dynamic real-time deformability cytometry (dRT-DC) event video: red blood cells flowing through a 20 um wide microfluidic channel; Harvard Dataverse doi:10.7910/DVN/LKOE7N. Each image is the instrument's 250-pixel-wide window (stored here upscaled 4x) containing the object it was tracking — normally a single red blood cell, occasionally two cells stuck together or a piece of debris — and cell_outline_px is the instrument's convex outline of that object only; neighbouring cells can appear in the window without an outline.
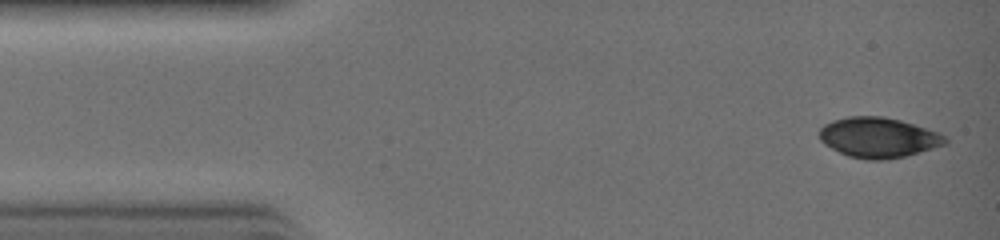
{"species": "common noctule bat (a hibernating species)", "species_latin": "Nyctalus noctula", "temperature_condition": "warm", "stored_images_in_passage": 8, "camera_frame_rate_fps": 3000, "um_per_image_px": 0.085, "animal": {"sex": "female", "body_mass_g": 19.0, "forearm_length_mm": 51.5}, "frame": {"image": 1, "passage_image": 1, "time_ms": 0.0, "image_size_px": [1000, 240], "cell_outline_px": [[948, 144], [904, 156], [888, 160], [864, 160], [848, 156], [824, 144], [820, 140], [820, 128], [824, 124], [832, 120], [848, 116], [884, 116], [900, 120], [940, 132], [948, 140]], "centroid_in_image_um": [74.67, 11.69], "position_along_channel_um": 10.3, "area_um2": 29.65}}